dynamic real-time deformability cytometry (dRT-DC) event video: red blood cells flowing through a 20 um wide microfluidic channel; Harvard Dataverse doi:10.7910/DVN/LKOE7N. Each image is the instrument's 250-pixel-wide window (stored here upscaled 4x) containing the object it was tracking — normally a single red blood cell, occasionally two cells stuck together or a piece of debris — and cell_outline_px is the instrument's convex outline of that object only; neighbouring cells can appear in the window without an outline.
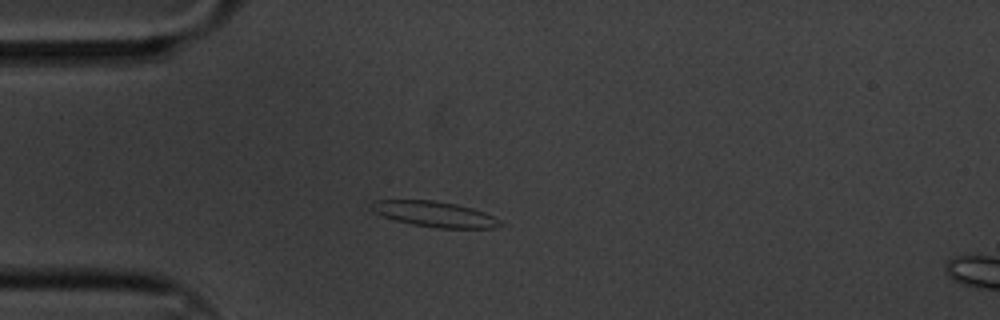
{"species": "common noctule bat (a hibernating species)", "species_latin": "Nyctalus noctula", "temperature_condition": "cold", "stored_images_in_passage": 6, "camera_frame_rate_fps": 3000, "um_per_image_px": 0.085, "animal": {"sex": "male", "body_mass_g": 20.1, "forearm_length_mm": 53.5}, "frame": {"image": 1, "passage_image": 4, "time_ms": 1.0, "image_size_px": [1000, 320], "cell_outline_px": [[500, 224], [496, 228], [436, 228], [412, 224], [396, 220], [372, 212], [368, 208], [368, 204], [372, 200], [436, 200], [456, 204], [472, 208], [484, 212], [500, 220]], "centroid_in_image_um": [36.86, 18.19], "position_along_channel_um": 48.1, "area_um2": 19.25}}